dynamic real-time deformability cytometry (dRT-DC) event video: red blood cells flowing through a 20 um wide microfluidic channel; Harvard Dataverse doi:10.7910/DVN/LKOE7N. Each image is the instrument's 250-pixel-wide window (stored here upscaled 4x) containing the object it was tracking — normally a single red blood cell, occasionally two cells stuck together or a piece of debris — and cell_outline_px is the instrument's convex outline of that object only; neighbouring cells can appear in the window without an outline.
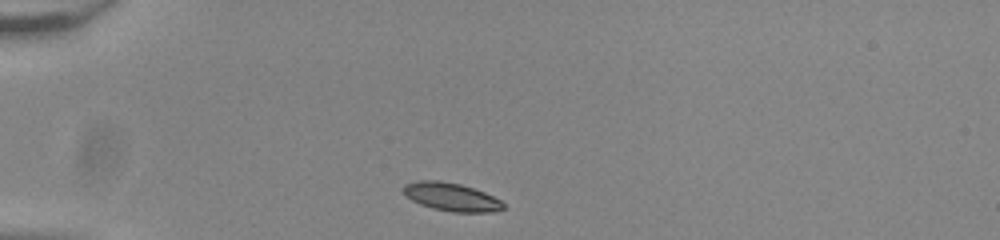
{"species": "common noctule bat (a hibernating species)", "species_latin": "Nyctalus noctula", "temperature_condition": "room temperature", "stored_images_in_passage": 35, "camera_frame_rate_fps": 3000, "um_per_image_px": 0.085, "animal": {"sex": "male", "body_mass_g": 20.0, "forearm_length_mm": 53.3}, "frame": {"image": 1, "passage_image": 1, "time_ms": 0.0, "image_size_px": [1000, 240], "cell_outline_px": [[504, 208], [492, 212], [452, 212], [432, 208], [420, 204], [412, 200], [404, 192], [404, 184], [420, 180], [440, 180], [460, 184], [484, 192], [500, 200], [504, 204]], "centroid_in_image_um": [38.37, 16.74], "position_along_channel_um": 46.6, "area_um2": 16.24}}
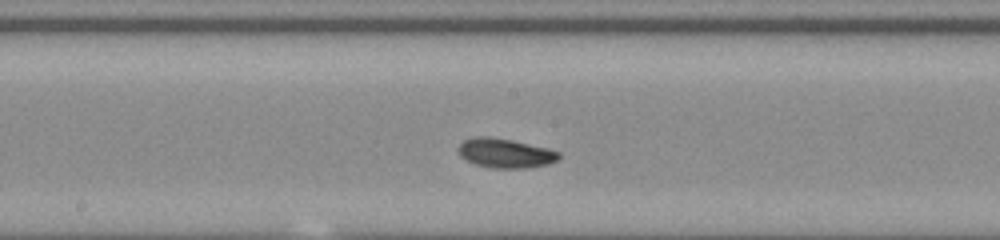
{"frame": {"image": 2, "passage_image": 16, "time_ms": 5.0, "image_size_px": [1000, 240], "cell_outline_px": [[560, 156], [556, 160], [548, 164], [528, 168], [492, 168], [476, 164], [460, 156], [456, 148], [464, 140], [472, 136], [488, 136], [512, 140], [548, 148], [560, 152]], "centroid_in_image_um": [42.93, 13.01], "position_along_channel_um": 205.3, "area_um2": 17.28}}
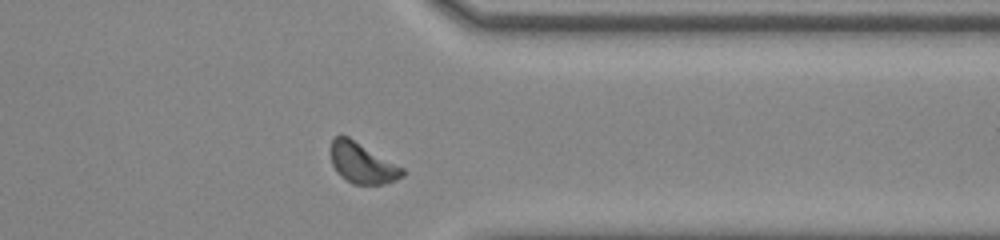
{"frame": {"image": 3, "passage_image": 30, "time_ms": 9.667, "image_size_px": [1000, 240], "cell_outline_px": [[404, 176], [396, 180], [384, 184], [352, 184], [340, 176], [336, 172], [332, 164], [332, 140], [340, 132], [348, 136], [404, 168]], "centroid_in_image_um": [30.79, 13.86], "position_along_channel_um": 380.6, "area_um2": 16.99}, "authors_computed_cell_mechanics": {"area_um2": 16.7042, "velocity_mm_per_s": 3.8108, "shape_relaxation_time_tau1_ms": 1.7656, "shape_relaxation_time_tau2_ms": null, "deformation_change_tau1": 0.0898, "deformation_change_tau2": null}}